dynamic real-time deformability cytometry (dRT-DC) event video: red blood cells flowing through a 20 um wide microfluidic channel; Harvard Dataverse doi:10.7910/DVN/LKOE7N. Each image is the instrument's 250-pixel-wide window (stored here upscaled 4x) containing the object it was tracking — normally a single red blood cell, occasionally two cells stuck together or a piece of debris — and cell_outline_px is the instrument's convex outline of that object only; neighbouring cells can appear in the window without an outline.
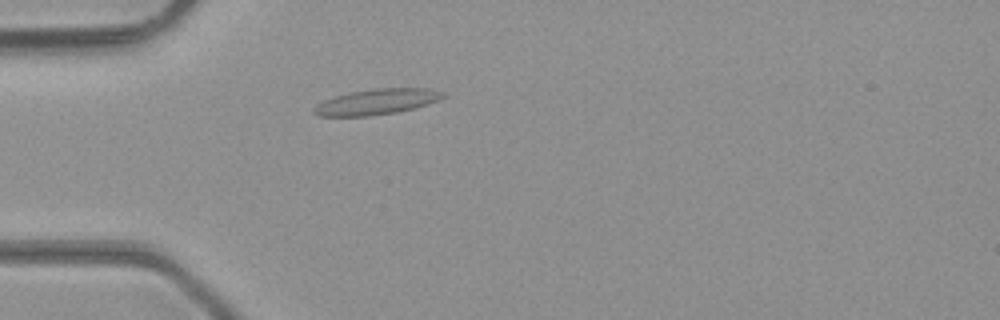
{"species": "common noctule bat (a hibernating species)", "species_latin": "Nyctalus noctula", "temperature_condition": "room temperature", "stored_images_in_passage": 32, "camera_frame_rate_fps": 3000, "um_per_image_px": 0.085, "animal": {"sex": "male", "body_mass_g": 23.1, "forearm_length_mm": 52.7}, "frame": {"image": 1, "passage_image": 2, "time_ms": 0.333, "image_size_px": [1000, 320], "cell_outline_px": [[444, 96], [428, 104], [396, 112], [368, 116], [320, 116], [312, 112], [312, 108], [316, 104], [324, 100], [336, 96], [352, 92], [372, 88], [428, 88], [444, 92]], "centroid_in_image_um": [31.98, 8.65], "position_along_channel_um": 53.0, "area_um2": 19.07}}
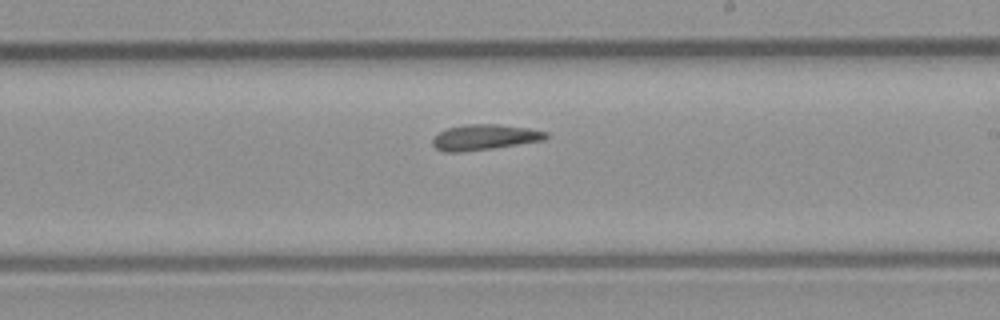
{"frame": {"image": 2, "passage_image": 16, "time_ms": 5.0, "image_size_px": [1000, 320], "cell_outline_px": [[548, 136], [544, 140], [492, 148], [460, 152], [444, 152], [436, 148], [432, 144], [432, 140], [440, 132], [448, 128], [464, 124], [496, 124], [528, 128], [548, 132]], "centroid_in_image_um": [41.18, 11.66], "position_along_channel_um": 247.8, "area_um2": 16.7}}
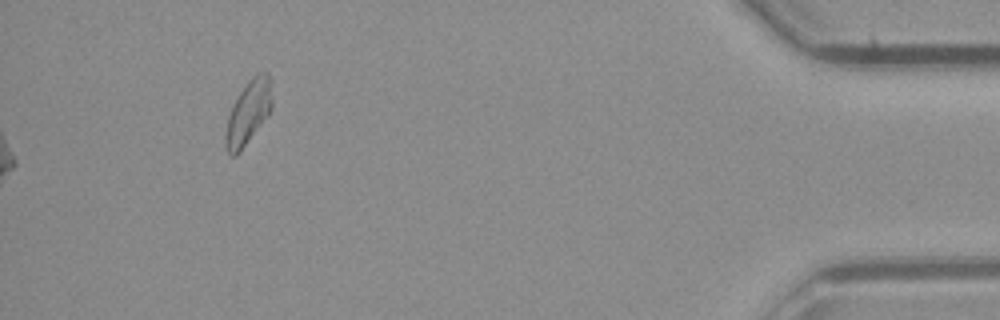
{"frame": {"image": 3, "passage_image": 32, "time_ms": 10.333, "image_size_px": [1000, 320], "cell_outline_px": [[272, 108], [268, 116], [240, 152], [232, 156], [228, 156], [224, 148], [224, 136], [228, 116], [232, 104], [248, 80], [256, 72], [268, 72], [272, 80]], "centroid_in_image_um": [21.11, 9.55], "position_along_channel_um": 414.1, "area_um2": 17.86}, "authors_computed_cell_mechanics": {"area_um2": 16.2996, "velocity_mm_per_s": 4.3602, "shape_relaxation_time_tau1_ms": null, "shape_relaxation_time_tau2_ms": 5.1678, "deformation_change_tau1": null, "deformation_change_tau2": 0.1517}}